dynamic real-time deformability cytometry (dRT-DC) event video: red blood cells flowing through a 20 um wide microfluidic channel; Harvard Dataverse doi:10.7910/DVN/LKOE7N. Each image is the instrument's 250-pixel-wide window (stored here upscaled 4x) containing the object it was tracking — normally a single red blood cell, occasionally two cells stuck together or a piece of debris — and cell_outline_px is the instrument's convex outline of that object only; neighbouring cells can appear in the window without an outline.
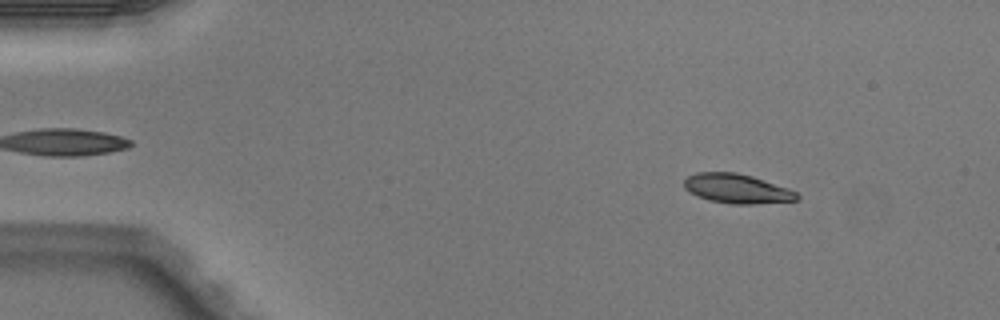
{"species": "Egyptian fruit bat (a non-hibernating species)", "species_latin": "Rousettus aegyptiacus", "temperature_condition": "warm", "stored_images_in_passage": 50, "camera_frame_rate_fps": 3000, "um_per_image_px": 0.085, "animal": {"sex": "male"}, "frame": {"image": 1, "passage_image": 6, "time_ms": 1.667, "image_size_px": [1000, 320], "cell_outline_px": [[800, 200], [752, 204], [732, 204], [708, 200], [684, 188], [684, 180], [688, 176], [696, 172], [736, 172], [752, 176], [788, 188], [796, 192], [800, 196]], "centroid_in_image_um": [62.67, 16.03], "position_along_channel_um": 22.3, "area_um2": 19.25}}
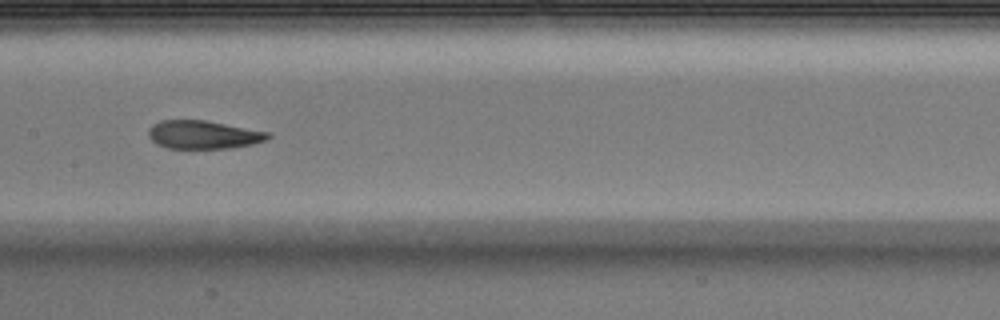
{"frame": {"image": 2, "passage_image": 25, "time_ms": 8.0, "image_size_px": [1000, 320], "cell_outline_px": [[272, 136], [268, 140], [252, 144], [232, 148], [168, 148], [156, 144], [148, 136], [148, 128], [152, 124], [160, 120], [204, 120], [268, 132]], "centroid_in_image_um": [17.26, 11.45], "position_along_channel_um": 190.1, "area_um2": 19.71}}
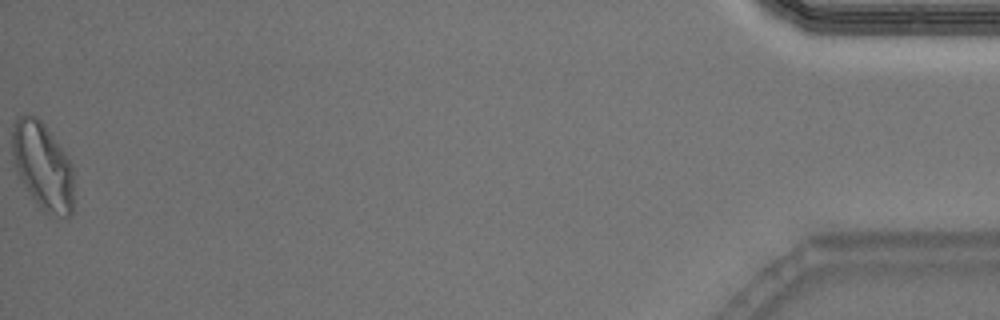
{"frame": {"image": 3, "passage_image": 50, "time_ms": 16.333, "image_size_px": [1000, 320], "cell_outline_px": [[72, 212], [68, 216], [64, 216], [44, 212], [36, 204], [28, 192], [16, 168], [12, 156], [12, 124], [16, 116], [36, 116], [44, 124], [72, 164]], "centroid_in_image_um": [3.6, 14.09], "position_along_channel_um": 431.6, "area_um2": 30.81}, "authors_computed_cell_mechanics": {"area_um2": 20.6346, "velocity_mm_per_s": 4.0306, "shape_relaxation_time_tau1_ms": 7.4324, "shape_relaxation_time_tau2_ms": 1.4825, "deformation_change_tau1": 0.2107, "deformation_change_tau2": 0.07}}